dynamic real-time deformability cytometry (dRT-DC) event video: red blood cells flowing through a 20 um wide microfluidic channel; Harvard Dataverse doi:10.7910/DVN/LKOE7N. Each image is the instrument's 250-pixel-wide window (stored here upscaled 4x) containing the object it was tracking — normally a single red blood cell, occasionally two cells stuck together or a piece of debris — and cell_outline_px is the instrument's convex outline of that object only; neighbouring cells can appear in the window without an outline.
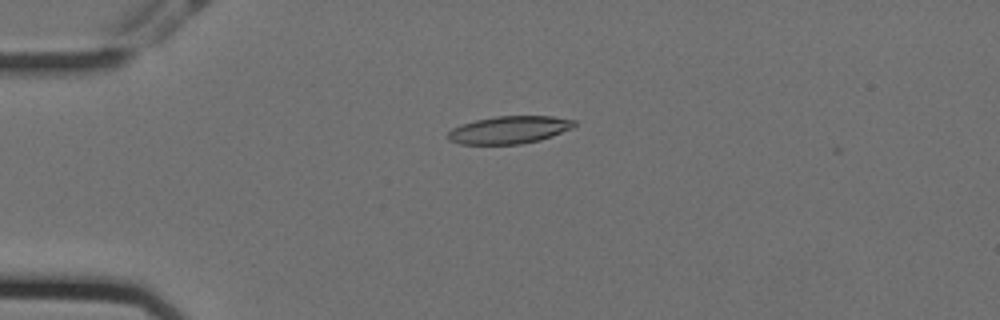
{"species": "Egyptian fruit bat (a non-hibernating species)", "species_latin": "Rousettus aegyptiacus", "temperature_condition": "cold", "stored_images_in_passage": 45, "camera_frame_rate_fps": 3000, "um_per_image_px": 0.085, "animal": {"sex": "female"}, "frame": {"image": 1, "passage_image": 2, "time_ms": 0.333, "image_size_px": [1000, 320], "cell_outline_px": [[576, 124], [572, 128], [552, 136], [540, 140], [520, 144], [460, 144], [448, 140], [448, 132], [452, 128], [460, 124], [476, 120], [496, 116], [552, 116], [576, 120]], "centroid_in_image_um": [43.28, 11.03], "position_along_channel_um": 41.7, "area_um2": 20.35}}
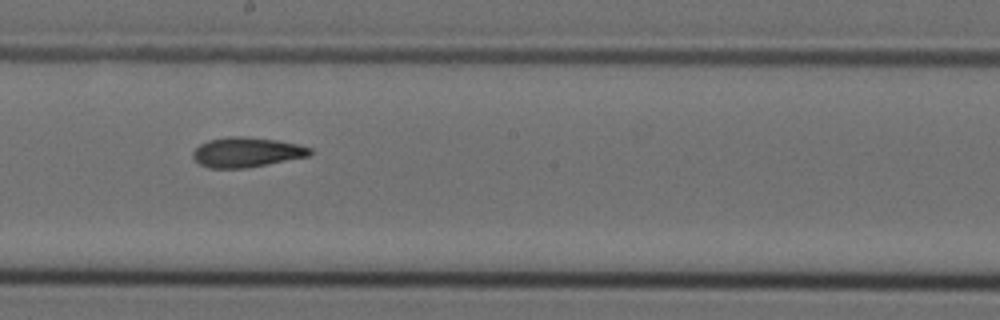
{"frame": {"image": 2, "passage_image": 20, "time_ms": 6.333, "image_size_px": [1000, 320], "cell_outline_px": [[312, 152], [308, 156], [244, 168], [208, 168], [200, 164], [192, 156], [192, 152], [200, 144], [208, 140], [228, 136], [240, 136], [276, 140], [296, 144], [312, 148]], "centroid_in_image_um": [20.92, 12.93], "position_along_channel_um": 227.3, "area_um2": 20.11}}
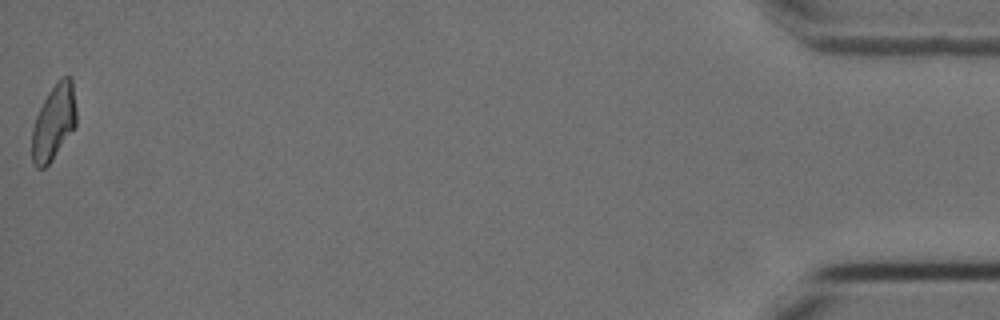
{"frame": {"image": 3, "passage_image": 45, "time_ms": 14.667, "image_size_px": [1000, 320], "cell_outline_px": [[76, 124], [52, 160], [44, 168], [36, 168], [32, 164], [32, 128], [36, 116], [48, 92], [60, 76], [72, 76], [76, 112]], "centroid_in_image_um": [4.56, 10.37], "position_along_channel_um": 430.6, "area_um2": 19.48}, "authors_computed_cell_mechanics": {"area_um2": 19.9988, "velocity_mm_per_s": 3.5598, "shape_relaxation_time_tau1_ms": 8.3215, "shape_relaxation_time_tau2_ms": 2.3303, "deformation_change_tau1": 0.213, "deformation_change_tau2": 0.0922}}